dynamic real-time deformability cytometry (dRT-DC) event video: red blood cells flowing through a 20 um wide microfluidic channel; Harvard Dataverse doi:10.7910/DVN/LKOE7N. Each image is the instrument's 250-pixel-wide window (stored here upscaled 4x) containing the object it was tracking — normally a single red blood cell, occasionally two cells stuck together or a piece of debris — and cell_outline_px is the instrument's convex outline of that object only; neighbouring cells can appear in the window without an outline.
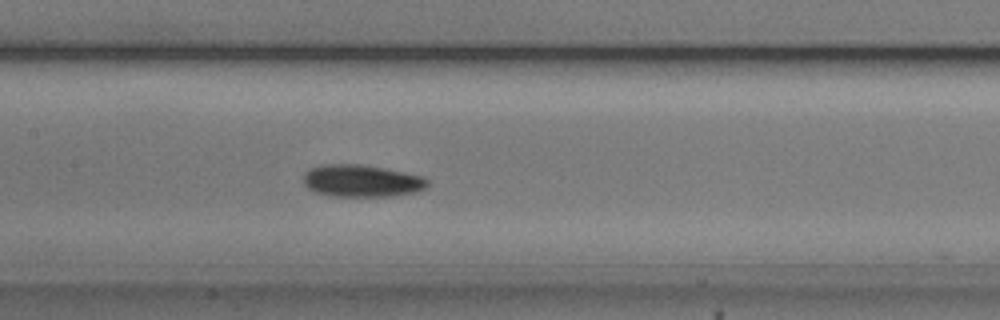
{"species": "common noctule bat (a hibernating species)", "species_latin": "Nyctalus noctula", "temperature_condition": "cold", "stored_images_in_passage": 26, "camera_frame_rate_fps": 3000, "um_per_image_px": 0.085, "animal": {"sex": "male", "body_mass_g": 20.5, "forearm_length_mm": 52.5}, "frame": {"image": 1, "passage_image": 25, "time_ms": 8.0, "image_size_px": [1000, 320], "cell_outline_px": [[428, 184], [424, 188], [416, 192], [392, 196], [328, 196], [316, 192], [308, 188], [304, 184], [304, 172], [308, 168], [320, 164], [360, 164], [384, 168], [424, 176], [428, 180]], "centroid_in_image_um": [30.71, 15.36], "position_along_channel_um": 176.7, "area_um2": 23.47}}